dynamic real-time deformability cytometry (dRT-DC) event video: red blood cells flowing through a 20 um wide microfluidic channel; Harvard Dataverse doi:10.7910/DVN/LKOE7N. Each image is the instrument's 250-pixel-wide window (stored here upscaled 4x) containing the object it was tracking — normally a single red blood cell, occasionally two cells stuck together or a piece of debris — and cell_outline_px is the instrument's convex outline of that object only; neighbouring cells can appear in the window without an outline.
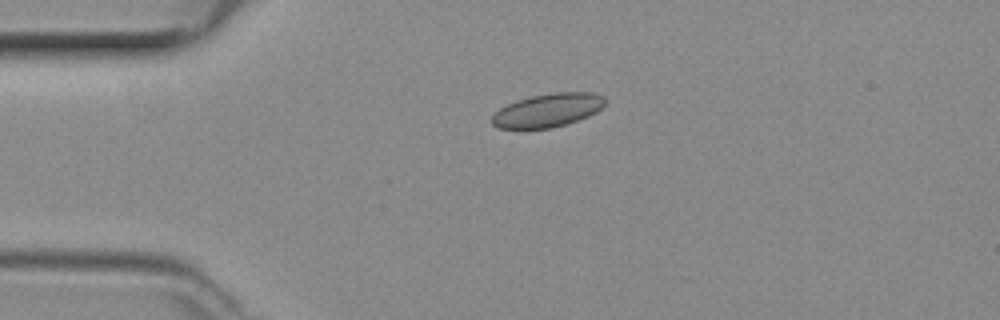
{"species": "common noctule bat (a hibernating species)", "species_latin": "Nyctalus noctula", "temperature_condition": "room temperature", "stored_images_in_passage": 8, "camera_frame_rate_fps": 3000, "um_per_image_px": 0.085, "animal": {"sex": "female", "body_mass_g": 29.2, "forearm_length_mm": 56.3}, "frame": {"image": 1, "passage_image": 1, "time_ms": 0.0, "image_size_px": [1000, 320], "cell_outline_px": [[604, 104], [596, 112], [588, 116], [552, 128], [496, 128], [492, 124], [492, 116], [500, 108], [516, 100], [532, 96], [556, 92], [592, 92], [604, 96]], "centroid_in_image_um": [46.55, 9.36], "position_along_channel_um": 38.5, "area_um2": 21.79}}
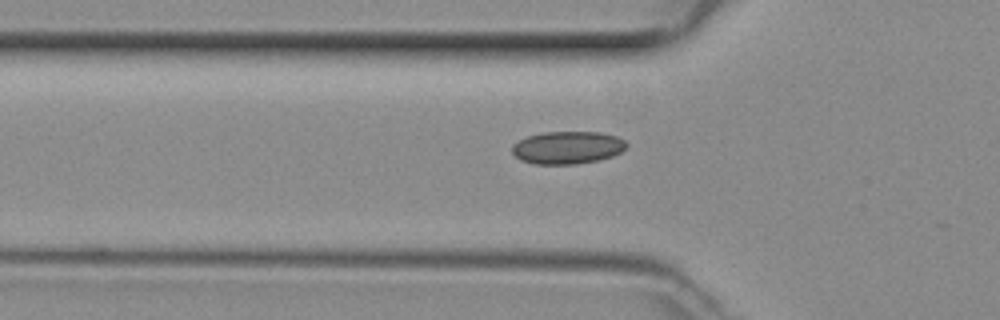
{"frame": {"image": 2, "passage_image": 6, "time_ms": 1.667, "image_size_px": [1000, 320], "cell_outline_px": [[628, 144], [620, 152], [612, 156], [600, 160], [576, 164], [532, 164], [520, 160], [512, 152], [512, 144], [528, 136], [544, 132], [600, 132], [616, 136], [624, 140]], "centroid_in_image_um": [48.23, 12.55], "position_along_channel_um": 77.6, "area_um2": 21.79}}